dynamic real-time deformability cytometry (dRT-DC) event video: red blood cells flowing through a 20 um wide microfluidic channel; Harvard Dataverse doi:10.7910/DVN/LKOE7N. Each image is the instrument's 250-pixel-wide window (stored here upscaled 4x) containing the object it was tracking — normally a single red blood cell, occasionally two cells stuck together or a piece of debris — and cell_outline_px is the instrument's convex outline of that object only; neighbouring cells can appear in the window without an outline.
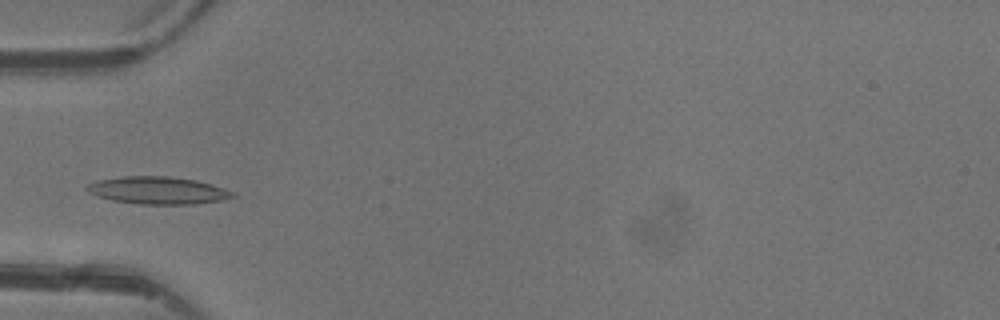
{"species": "common noctule bat (a hibernating species)", "species_latin": "Nyctalus noctula", "temperature_condition": "warm", "stored_images_in_passage": 3, "camera_frame_rate_fps": 3000, "um_per_image_px": 0.085, "animal": {"sex": "female"}, "frame": {"image": 1, "passage_image": 3, "time_ms": 2.333, "image_size_px": [1000, 320], "cell_outline_px": [[236, 196], [220, 200], [192, 204], [140, 204], [112, 200], [96, 196], [88, 192], [84, 188], [88, 184], [100, 180], [120, 176], [168, 176], [196, 180], [212, 184], [232, 192]], "centroid_in_image_um": [13.37, 16.18], "position_along_channel_um": 71.6, "area_um2": 23.12}}